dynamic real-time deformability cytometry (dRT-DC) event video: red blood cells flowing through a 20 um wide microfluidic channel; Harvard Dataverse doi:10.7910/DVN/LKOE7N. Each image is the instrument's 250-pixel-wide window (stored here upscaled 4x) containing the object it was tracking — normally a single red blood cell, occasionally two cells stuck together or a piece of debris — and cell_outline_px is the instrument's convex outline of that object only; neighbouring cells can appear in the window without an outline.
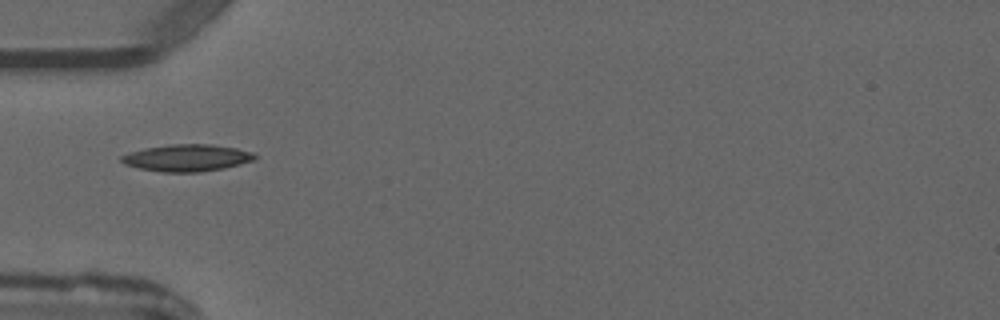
{"species": "common noctule bat (a hibernating species)", "species_latin": "Nyctalus noctula", "temperature_condition": "warm", "stored_images_in_passage": 4, "camera_frame_rate_fps": 3000, "um_per_image_px": 0.085, "animal": {"sex": "male", "forearm_length_mm": 52.5}, "frame": {"image": 1, "passage_image": 3, "time_ms": 3.0, "image_size_px": [1000, 320], "cell_outline_px": [[256, 160], [224, 168], [200, 172], [160, 172], [140, 168], [124, 164], [120, 160], [120, 156], [128, 152], [144, 148], [168, 144], [212, 144], [236, 148], [256, 152]], "centroid_in_image_um": [15.9, 13.41], "position_along_channel_um": 69.1, "area_um2": 21.21}}